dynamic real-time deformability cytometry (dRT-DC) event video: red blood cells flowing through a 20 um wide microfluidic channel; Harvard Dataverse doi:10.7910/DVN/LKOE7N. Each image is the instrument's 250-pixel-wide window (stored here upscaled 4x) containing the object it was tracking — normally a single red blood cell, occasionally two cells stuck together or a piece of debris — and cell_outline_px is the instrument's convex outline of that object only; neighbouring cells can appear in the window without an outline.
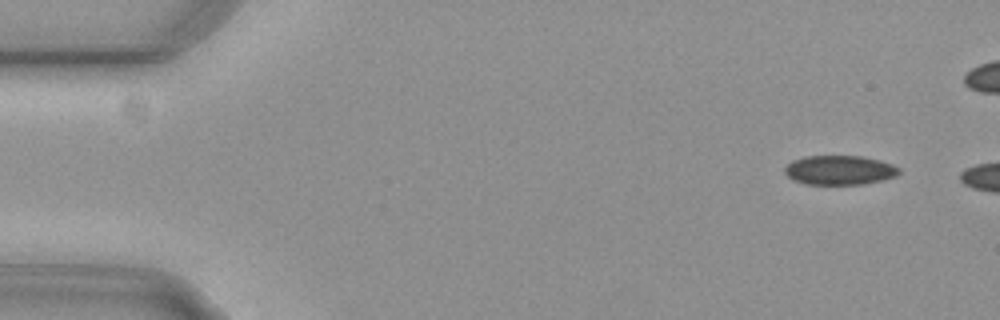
{"species": "common noctule bat (a hibernating species)", "species_latin": "Nyctalus noctula", "temperature_condition": "cold", "stored_images_in_passage": 6, "camera_frame_rate_fps": 3000, "um_per_image_px": 0.085, "animal": {"sex": "female", "body_mass_g": 29.2, "forearm_length_mm": 56.3}, "frame": {"image": 1, "passage_image": 1, "time_ms": 0.0, "image_size_px": [1000, 320], "cell_outline_px": [[900, 172], [896, 176], [880, 180], [860, 184], [804, 184], [788, 176], [784, 172], [784, 168], [792, 160], [804, 156], [860, 156], [880, 160], [892, 164], [900, 168]], "centroid_in_image_um": [71.35, 14.45], "position_along_channel_um": 13.6, "area_um2": 19.42}}